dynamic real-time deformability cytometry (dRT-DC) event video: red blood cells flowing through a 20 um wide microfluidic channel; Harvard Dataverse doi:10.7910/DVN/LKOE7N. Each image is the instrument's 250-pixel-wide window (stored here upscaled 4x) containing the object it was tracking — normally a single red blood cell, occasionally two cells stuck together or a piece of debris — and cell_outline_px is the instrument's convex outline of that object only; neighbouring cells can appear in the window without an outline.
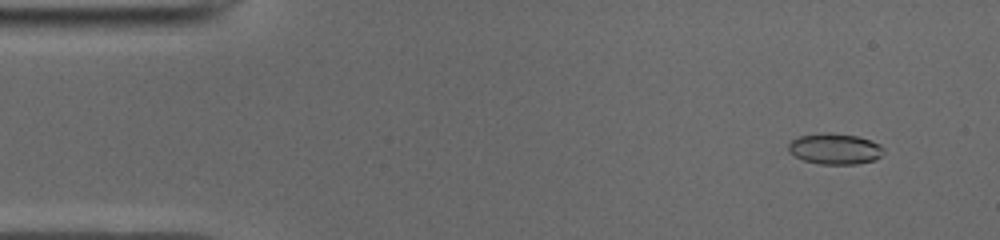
{"species": "common noctule bat (a hibernating species)", "species_latin": "Nyctalus noctula", "temperature_condition": "cold", "stored_images_in_passage": 48, "camera_frame_rate_fps": 3000, "um_per_image_px": 0.085, "animal": {"sex": "male", "body_mass_g": 19.0, "forearm_length_mm": 50.8}, "frame": {"image": 1, "passage_image": 1, "time_ms": 0.0, "image_size_px": [1000, 240], "cell_outline_px": [[880, 156], [872, 160], [852, 164], [824, 164], [804, 160], [796, 156], [788, 148], [788, 144], [792, 140], [800, 136], [856, 136], [868, 140], [876, 144], [880, 148]], "centroid_in_image_um": [70.92, 12.7], "position_along_channel_um": 14.1, "area_um2": 15.55}}
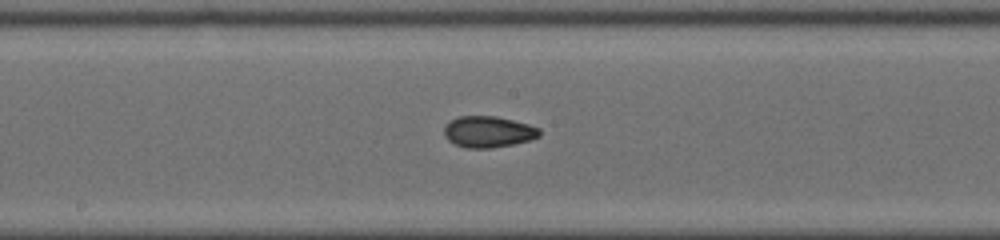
{"frame": {"image": 2, "passage_image": 23, "time_ms": 7.333, "image_size_px": [1000, 240], "cell_outline_px": [[540, 136], [528, 140], [512, 144], [488, 148], [468, 148], [456, 144], [448, 140], [444, 132], [444, 128], [452, 120], [460, 116], [492, 116], [512, 120], [540, 128]], "centroid_in_image_um": [41.5, 11.2], "position_along_channel_um": 206.7, "area_um2": 16.94}}
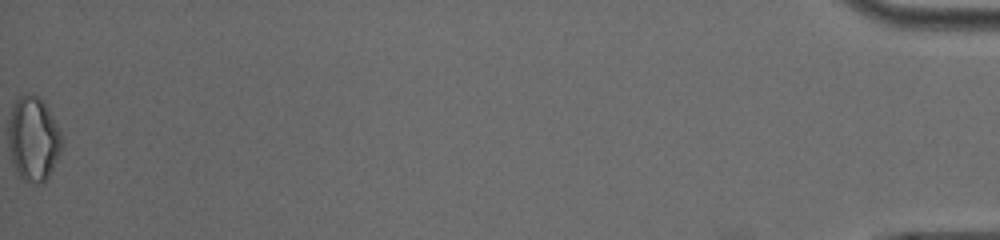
{"frame": {"image": 3, "passage_image": 48, "time_ms": 15.667, "image_size_px": [1000, 240], "cell_outline_px": [[60, 148], [44, 180], [40, 180], [20, 176], [16, 168], [12, 156], [12, 112], [16, 100], [20, 96], [36, 96], [44, 104], [60, 132]], "centroid_in_image_um": [2.86, 11.74], "position_along_channel_um": 432.3, "area_um2": 23.12}, "authors_computed_cell_mechanics": {"area_um2": 16.3863, "velocity_mm_per_s": 3.9612, "shape_relaxation_time_tau1_ms": 3.5416, "shape_relaxation_time_tau2_ms": 2.1677, "deformation_change_tau1": 0.1318, "deformation_change_tau2": 0.0706}}